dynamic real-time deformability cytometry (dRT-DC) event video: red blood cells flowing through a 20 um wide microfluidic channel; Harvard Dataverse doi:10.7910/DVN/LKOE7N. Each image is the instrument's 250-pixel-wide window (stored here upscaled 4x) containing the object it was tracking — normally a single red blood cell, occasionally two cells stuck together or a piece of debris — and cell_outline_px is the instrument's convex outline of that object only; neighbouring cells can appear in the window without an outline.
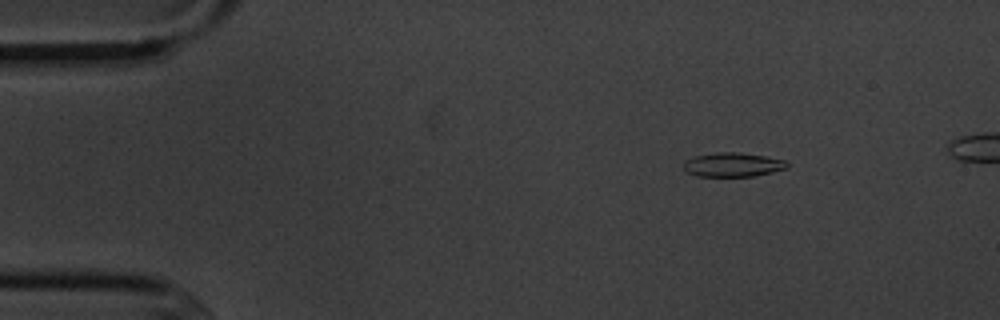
{"species": "common noctule bat (a hibernating species)", "species_latin": "Nyctalus noctula", "temperature_condition": "cold", "stored_images_in_passage": 8, "camera_frame_rate_fps": 3000, "um_per_image_px": 0.085, "animal": {"sex": "male", "body_mass_g": 20.1, "forearm_length_mm": 53.5}, "frame": {"image": 1, "passage_image": 2, "time_ms": 1.333, "image_size_px": [1000, 320], "cell_outline_px": [[788, 168], [772, 172], [752, 176], [696, 176], [688, 172], [684, 168], [684, 160], [696, 156], [716, 152], [736, 152], [764, 156], [788, 160]], "centroid_in_image_um": [62.31, 13.99], "position_along_channel_um": 22.7, "area_um2": 14.51}}
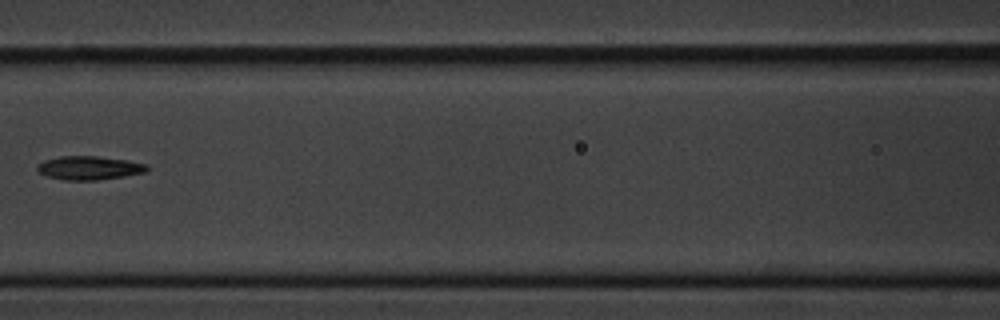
{"frame": {"image": 2, "passage_image": 7, "time_ms": 7.0, "image_size_px": [1000, 320], "cell_outline_px": [[148, 168], [144, 172], [124, 176], [96, 180], [60, 180], [36, 172], [36, 168], [44, 160], [60, 156], [96, 156], [128, 160], [148, 164]], "centroid_in_image_um": [7.55, 14.27], "position_along_channel_um": 159.0, "area_um2": 15.14}}
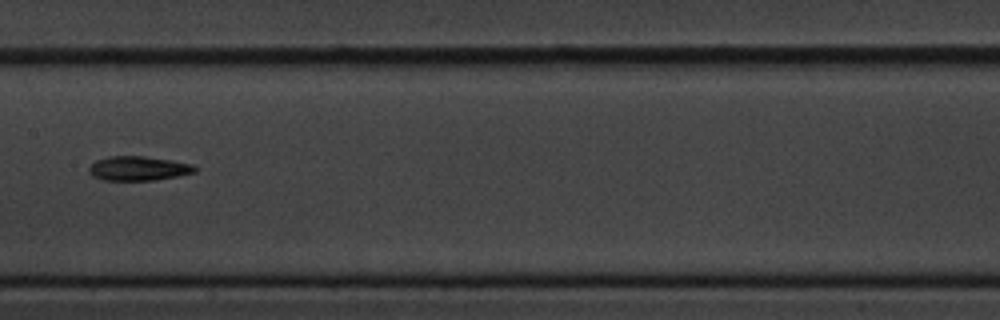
{"frame": {"image": 3, "passage_image": 8, "time_ms": 8.0, "image_size_px": [1000, 320], "cell_outline_px": [[196, 172], [156, 180], [104, 180], [92, 176], [88, 172], [88, 168], [96, 160], [108, 156], [144, 156], [172, 160], [192, 164], [196, 168]], "centroid_in_image_um": [11.74, 14.31], "position_along_channel_um": 195.7, "area_um2": 15.03}}